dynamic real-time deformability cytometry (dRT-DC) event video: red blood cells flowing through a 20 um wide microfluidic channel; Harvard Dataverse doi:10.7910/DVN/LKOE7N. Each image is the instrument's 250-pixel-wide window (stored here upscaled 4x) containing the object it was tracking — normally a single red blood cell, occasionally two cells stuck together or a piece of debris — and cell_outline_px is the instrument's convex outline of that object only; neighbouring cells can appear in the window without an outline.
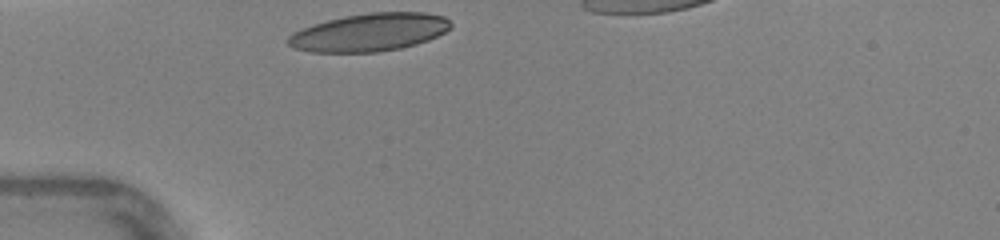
{"species": "human", "species_latin": "Homo sapiens", "temperature_condition": "warm", "stored_images_in_passage": 25, "camera_frame_rate_fps": 3000, "um_per_image_px": 0.085, "donor": {"sex": "female"}, "frame": {"image": 1, "passage_image": 1, "time_ms": 0.0, "image_size_px": [1000, 240], "cell_outline_px": [[452, 28], [428, 40], [416, 44], [400, 48], [376, 52], [312, 52], [292, 48], [288, 44], [288, 36], [292, 32], [328, 20], [344, 16], [368, 12], [424, 12], [444, 16], [452, 24]], "centroid_in_image_um": [31.41, 2.74], "position_along_channel_um": 53.6, "area_um2": 35.84}}
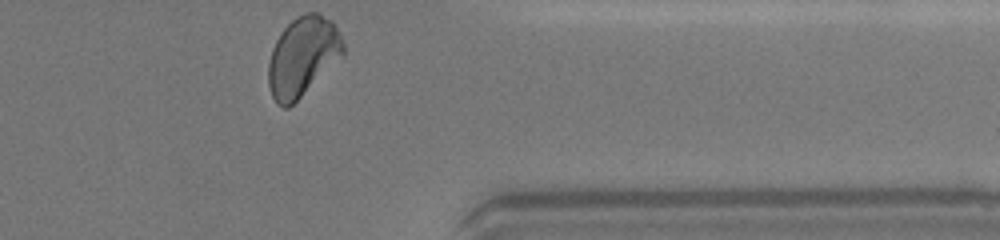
{"frame": {"image": 2, "passage_image": 25, "time_ms": 8.0, "image_size_px": [1000, 240], "cell_outline_px": [[344, 52], [288, 108], [284, 108], [276, 104], [272, 96], [268, 84], [268, 64], [272, 48], [280, 32], [296, 16], [304, 12], [316, 12], [332, 20], [344, 44]], "centroid_in_image_um": [25.68, 4.77], "position_along_channel_um": 385.7, "area_um2": 33.93}, "authors_computed_cell_mechanics": {"area_um2": 34.102, "velocity_mm_per_s": 4.3942, "shape_relaxation_time_tau1_ms": 3.849, "shape_relaxation_time_tau2_ms": 1.0823, "deformation_change_tau1": 0.1604, "deformation_change_tau2": 0.058}}